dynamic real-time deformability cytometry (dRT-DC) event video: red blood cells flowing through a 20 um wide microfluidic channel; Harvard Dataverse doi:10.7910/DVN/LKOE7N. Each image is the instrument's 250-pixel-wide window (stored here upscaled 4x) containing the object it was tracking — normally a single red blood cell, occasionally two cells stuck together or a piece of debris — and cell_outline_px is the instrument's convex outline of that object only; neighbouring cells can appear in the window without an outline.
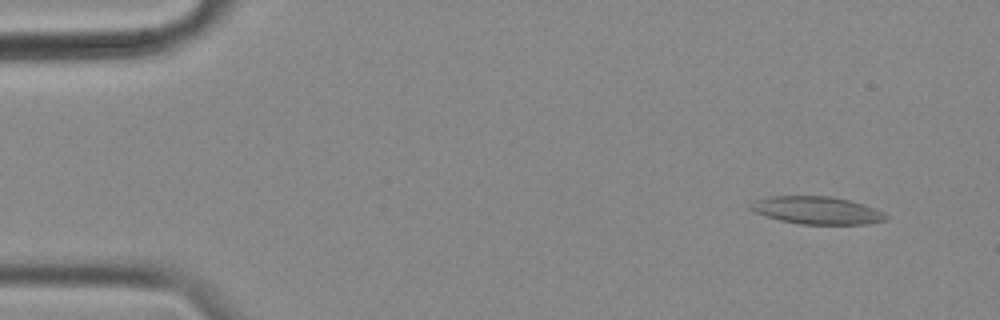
{"species": "common noctule bat (a hibernating species)", "species_latin": "Nyctalus noctula", "temperature_condition": "cold", "stored_images_in_passage": 55, "camera_frame_rate_fps": 3000, "um_per_image_px": 0.085, "animal": {"sex": "female", "body_mass_g": 18.4}, "frame": {"image": 1, "passage_image": 2, "time_ms": 0.333, "image_size_px": [1000, 320], "cell_outline_px": [[888, 220], [868, 224], [800, 224], [780, 220], [756, 212], [748, 208], [748, 204], [772, 196], [828, 196], [848, 200], [884, 212], [888, 216]], "centroid_in_image_um": [69.46, 17.89], "position_along_channel_um": 15.5, "area_um2": 21.44}}
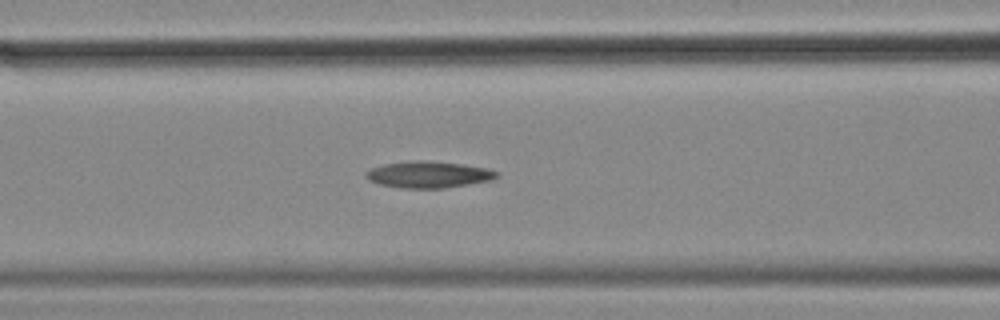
{"frame": {"image": 2, "passage_image": 21, "time_ms": 6.667, "image_size_px": [1000, 320], "cell_outline_px": [[500, 176], [488, 180], [444, 188], [400, 188], [380, 184], [368, 180], [364, 176], [372, 168], [384, 164], [416, 160], [420, 160], [460, 164], [484, 168], [500, 172]], "centroid_in_image_um": [36.4, 14.84], "position_along_channel_um": 130.2, "area_um2": 19.83}}
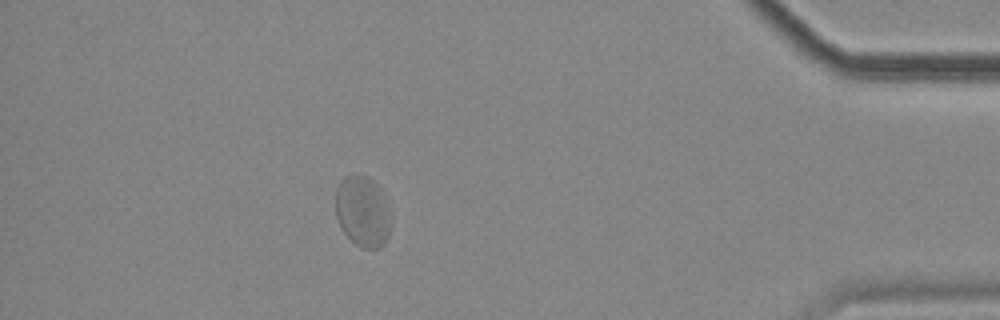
{"frame": {"image": 3, "passage_image": 49, "time_ms": 16.0, "image_size_px": [1000, 320], "cell_outline_px": [[392, 216], [388, 236], [384, 244], [376, 248], [360, 248], [344, 232], [336, 216], [336, 188], [340, 180], [344, 176], [356, 172], [368, 176], [380, 188], [392, 212]], "centroid_in_image_um": [30.85, 17.92], "position_along_channel_um": 404.4, "area_um2": 23.29}, "authors_computed_cell_mechanics": {"area_um2": 20.7502, "velocity_mm_per_s": 3.4321, "shape_relaxation_time_tau1_ms": 10.0277, "shape_relaxation_time_tau2_ms": 3.0163, "deformation_change_tau1": 0.1544, "deformation_change_tau2": 0.0769}}